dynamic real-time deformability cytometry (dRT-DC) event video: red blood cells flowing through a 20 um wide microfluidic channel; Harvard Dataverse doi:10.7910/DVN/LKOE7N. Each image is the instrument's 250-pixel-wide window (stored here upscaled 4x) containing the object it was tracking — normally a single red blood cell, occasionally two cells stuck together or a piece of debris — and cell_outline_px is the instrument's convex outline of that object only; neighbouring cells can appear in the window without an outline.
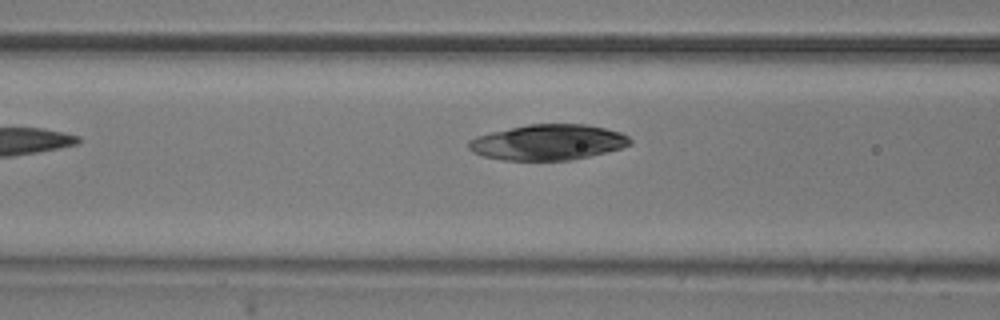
{"species": "common noctule bat (a hibernating species)", "species_latin": "Nyctalus noctula", "temperature_condition": "room temperature", "stored_images_in_passage": 16, "camera_frame_rate_fps": 3000, "um_per_image_px": 0.085, "animal": {"sex": "male", "body_mass_g": 20.5, "forearm_length_mm": 52.5}, "frame": {"image": 1, "passage_image": 5, "time_ms": 1.333, "image_size_px": [1000, 320], "cell_outline_px": [[632, 144], [620, 148], [588, 156], [568, 160], [504, 160], [484, 156], [472, 152], [468, 148], [468, 140], [476, 136], [492, 132], [528, 124], [584, 124], [604, 128], [620, 132], [628, 136], [632, 140]], "centroid_in_image_um": [46.56, 12.09], "position_along_channel_um": 120.0, "area_um2": 33.23}}